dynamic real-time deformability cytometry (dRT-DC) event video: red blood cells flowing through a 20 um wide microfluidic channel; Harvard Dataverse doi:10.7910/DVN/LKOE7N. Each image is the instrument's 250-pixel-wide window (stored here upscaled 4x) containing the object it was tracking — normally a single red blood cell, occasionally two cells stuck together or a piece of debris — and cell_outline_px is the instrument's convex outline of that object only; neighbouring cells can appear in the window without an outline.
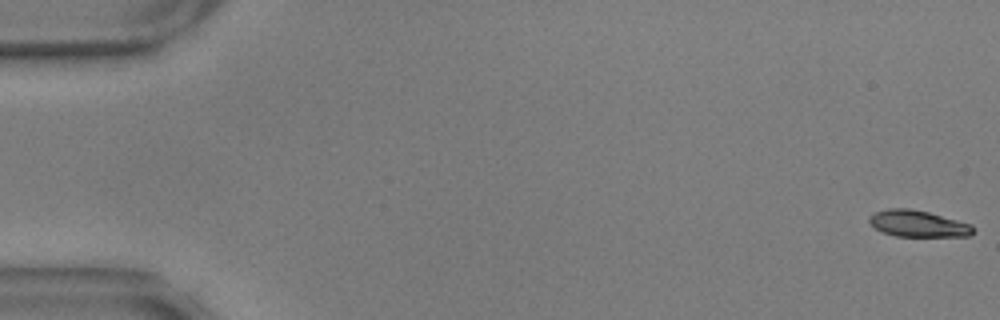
{"species": "common noctule bat (a hibernating species)", "species_latin": "Nyctalus noctula", "temperature_condition": "warm", "stored_images_in_passage": 57, "camera_frame_rate_fps": 3000, "um_per_image_px": 0.085, "animal": {"sex": "male", "body_mass_g": 17.9, "forearm_length_mm": 54.2}, "frame": {"image": 1, "passage_image": 1, "time_ms": 0.0, "image_size_px": [1000, 320], "cell_outline_px": [[976, 228], [968, 236], [896, 236], [884, 232], [876, 228], [868, 220], [868, 216], [876, 212], [888, 208], [908, 208], [928, 212], [972, 224]], "centroid_in_image_um": [78.04, 19.0], "position_along_channel_um": 7.0, "area_um2": 15.9}}
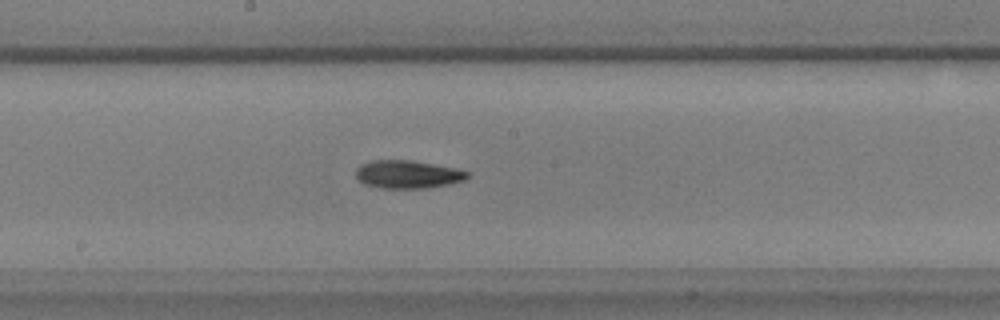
{"frame": {"image": 2, "passage_image": 31, "time_ms": 10.0, "image_size_px": [1000, 320], "cell_outline_px": [[472, 172], [464, 180], [448, 184], [424, 188], [380, 188], [364, 184], [356, 176], [356, 168], [360, 164], [372, 160], [408, 160], [456, 168]], "centroid_in_image_um": [34.64, 14.82], "position_along_channel_um": 213.6, "area_um2": 18.15}}
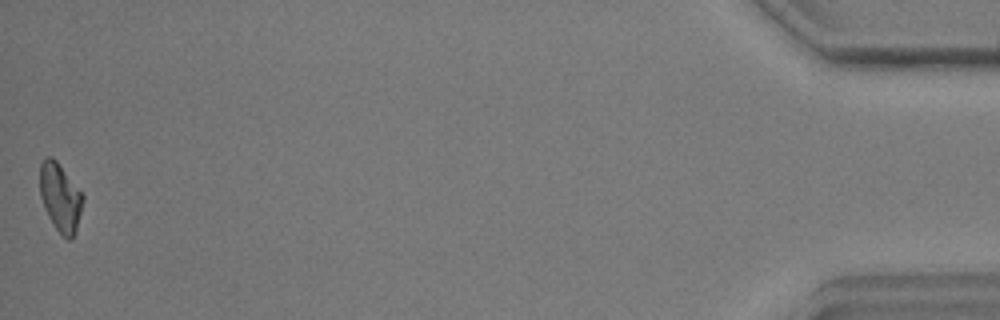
{"frame": {"image": 3, "passage_image": 57, "time_ms": 18.667, "image_size_px": [1000, 320], "cell_outline_px": [[84, 200], [76, 232], [72, 240], [68, 240], [56, 228], [48, 216], [44, 208], [40, 196], [40, 160], [48, 156], [52, 156], [56, 160], [84, 196]], "centroid_in_image_um": [5.12, 16.78], "position_along_channel_um": 430.1, "area_um2": 17.11}, "authors_computed_cell_mechanics": {"area_um2": 17.3978, "velocity_mm_per_s": 3.5655, "shape_relaxation_time_tau1_ms": 6.1835, "shape_relaxation_time_tau2_ms": 4.9547, "deformation_change_tau1": 0.1721, "deformation_change_tau2": 0.1188}}